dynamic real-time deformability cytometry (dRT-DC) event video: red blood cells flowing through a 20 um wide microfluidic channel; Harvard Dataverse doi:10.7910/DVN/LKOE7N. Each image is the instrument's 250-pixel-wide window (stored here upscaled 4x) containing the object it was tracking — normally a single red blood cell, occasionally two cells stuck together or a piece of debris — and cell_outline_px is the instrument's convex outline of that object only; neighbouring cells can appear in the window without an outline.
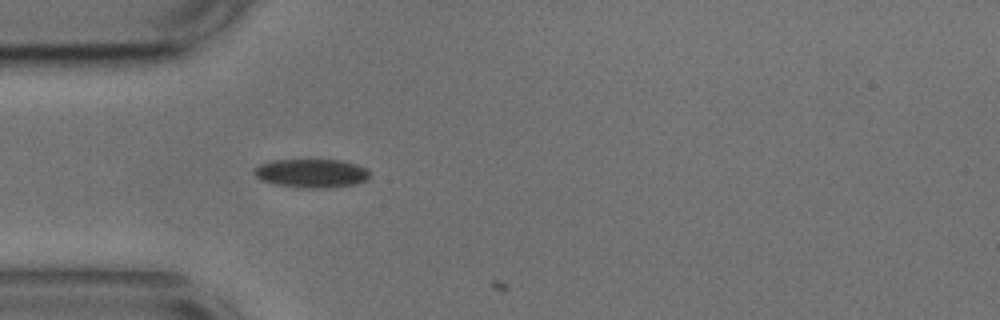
{"species": "common noctule bat (a hibernating species)", "species_latin": "Nyctalus noctula", "temperature_condition": "cold", "stored_images_in_passage": 2, "camera_frame_rate_fps": 3000, "um_per_image_px": 0.085, "animal": {"sex": "male", "body_mass_g": 17.9, "forearm_length_mm": 54.2}, "frame": {"image": 1, "passage_image": 1, "time_ms": 0.0, "image_size_px": [1000, 320], "cell_outline_px": [[368, 180], [356, 184], [328, 188], [300, 188], [272, 184], [260, 180], [252, 172], [252, 168], [260, 164], [272, 160], [344, 160], [368, 168]], "centroid_in_image_um": [26.45, 14.73], "position_along_channel_um": 58.6, "area_um2": 19.71}}